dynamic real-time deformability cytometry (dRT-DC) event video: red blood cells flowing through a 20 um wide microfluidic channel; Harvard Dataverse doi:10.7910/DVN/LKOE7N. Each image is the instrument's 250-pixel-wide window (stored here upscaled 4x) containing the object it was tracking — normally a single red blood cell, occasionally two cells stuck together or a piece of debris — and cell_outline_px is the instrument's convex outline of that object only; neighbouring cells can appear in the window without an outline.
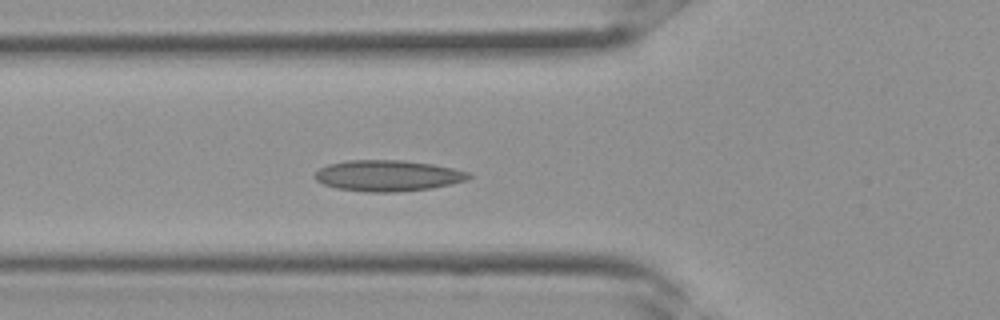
{"species": "Egyptian fruit bat (a non-hibernating species)", "species_latin": "Rousettus aegyptiacus", "temperature_condition": "room temperature", "stored_images_in_passage": 30, "camera_frame_rate_fps": 3000, "um_per_image_px": 0.085, "frame": {"image": 1, "passage_image": 11, "time_ms": 3.333, "image_size_px": [1000, 320], "cell_outline_px": [[472, 176], [464, 180], [452, 184], [432, 188], [396, 192], [368, 192], [336, 188], [324, 184], [316, 180], [312, 176], [320, 168], [328, 164], [348, 160], [404, 160], [432, 164], [452, 168], [468, 172]], "centroid_in_image_um": [32.94, 14.93], "position_along_channel_um": 92.9, "area_um2": 27.8}}
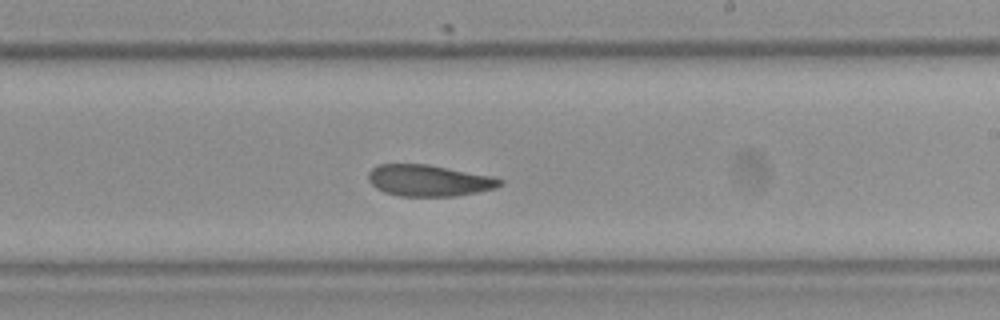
{"frame": {"image": 2, "passage_image": 19, "time_ms": 6.0, "image_size_px": [1000, 320], "cell_outline_px": [[504, 184], [496, 188], [456, 196], [400, 196], [384, 192], [376, 188], [368, 180], [368, 172], [376, 164], [428, 164], [492, 176], [504, 180]], "centroid_in_image_um": [36.45, 15.34], "position_along_channel_um": 252.5, "area_um2": 24.22}}
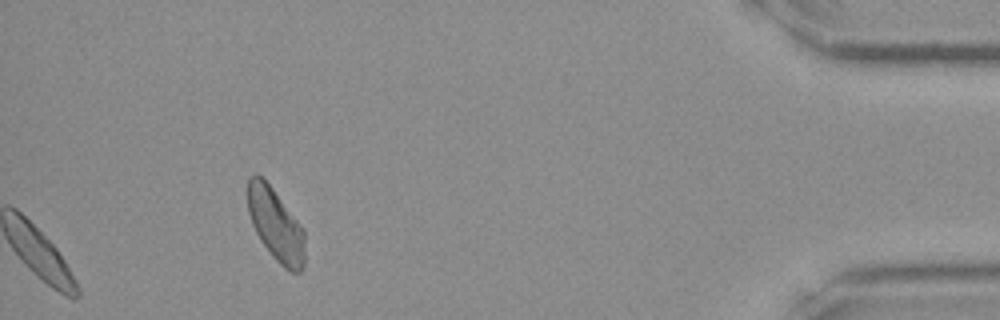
{"frame": {"image": 3, "passage_image": 30, "time_ms": 9.667, "image_size_px": [1000, 320], "cell_outline_px": [[304, 268], [300, 272], [288, 272], [272, 256], [260, 240], [252, 224], [248, 212], [248, 176], [256, 172], [272, 188], [304, 228]], "centroid_in_image_um": [23.44, 19.12], "position_along_channel_um": 411.8, "area_um2": 24.16}}